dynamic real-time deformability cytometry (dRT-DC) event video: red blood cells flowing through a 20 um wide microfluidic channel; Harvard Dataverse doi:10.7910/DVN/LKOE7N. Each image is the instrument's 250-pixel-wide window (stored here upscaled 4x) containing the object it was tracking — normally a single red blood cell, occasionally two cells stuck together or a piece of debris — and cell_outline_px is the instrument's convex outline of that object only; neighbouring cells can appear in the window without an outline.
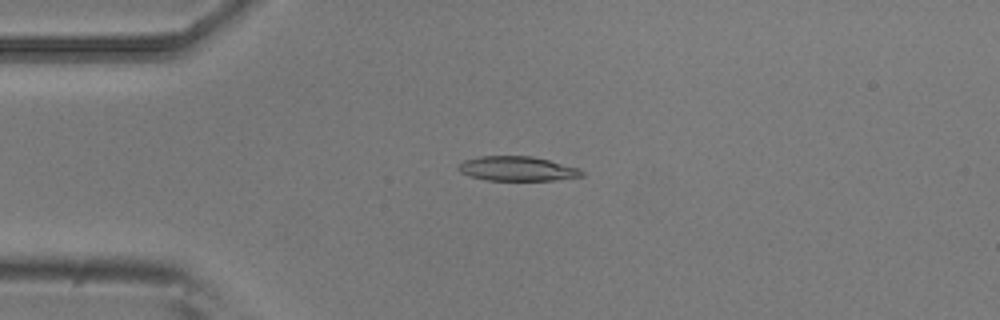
{"species": "common noctule bat (a hibernating species)", "species_latin": "Nyctalus noctula", "temperature_condition": "room temperature", "stored_images_in_passage": 3, "camera_frame_rate_fps": 3000, "um_per_image_px": 0.085, "animal": {"sex": "male", "body_mass_g": 20.5, "forearm_length_mm": 52.5}, "frame": {"image": 1, "passage_image": 3, "time_ms": 0.667, "image_size_px": [1000, 320], "cell_outline_px": [[584, 176], [552, 180], [488, 180], [468, 176], [460, 172], [456, 168], [464, 160], [480, 156], [532, 156], [580, 168], [584, 172]], "centroid_in_image_um": [43.95, 14.34], "position_along_channel_um": 41.0, "area_um2": 17.63}}